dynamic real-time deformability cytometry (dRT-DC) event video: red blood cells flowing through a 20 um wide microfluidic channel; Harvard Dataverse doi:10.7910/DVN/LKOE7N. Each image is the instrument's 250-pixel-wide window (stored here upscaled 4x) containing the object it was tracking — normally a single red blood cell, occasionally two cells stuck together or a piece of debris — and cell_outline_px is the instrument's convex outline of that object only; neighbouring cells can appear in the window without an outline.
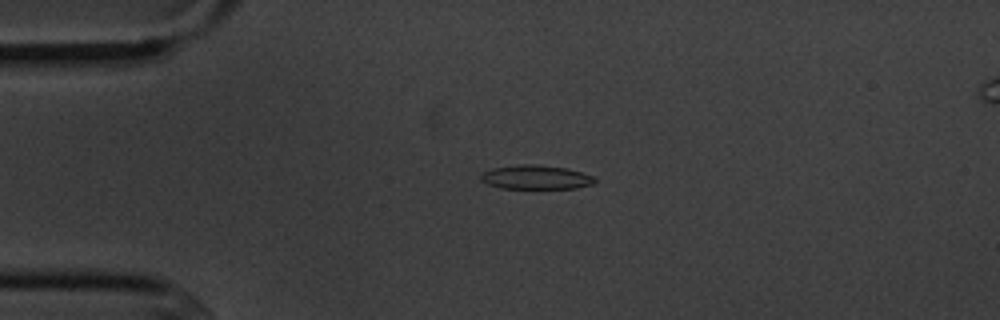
{"species": "common noctule bat (a hibernating species)", "species_latin": "Nyctalus noctula", "temperature_condition": "cold", "stored_images_in_passage": 6, "camera_frame_rate_fps": 3000, "um_per_image_px": 0.085, "animal": {"sex": "male", "body_mass_g": 20.1, "forearm_length_mm": 53.5}, "frame": {"image": 1, "passage_image": 6, "time_ms": 6.667, "image_size_px": [1000, 320], "cell_outline_px": [[596, 184], [576, 188], [500, 188], [488, 184], [480, 180], [480, 176], [484, 172], [492, 168], [520, 164], [540, 164], [564, 168], [596, 176]], "centroid_in_image_um": [45.58, 15.06], "position_along_channel_um": 39.4, "area_um2": 16.07}}